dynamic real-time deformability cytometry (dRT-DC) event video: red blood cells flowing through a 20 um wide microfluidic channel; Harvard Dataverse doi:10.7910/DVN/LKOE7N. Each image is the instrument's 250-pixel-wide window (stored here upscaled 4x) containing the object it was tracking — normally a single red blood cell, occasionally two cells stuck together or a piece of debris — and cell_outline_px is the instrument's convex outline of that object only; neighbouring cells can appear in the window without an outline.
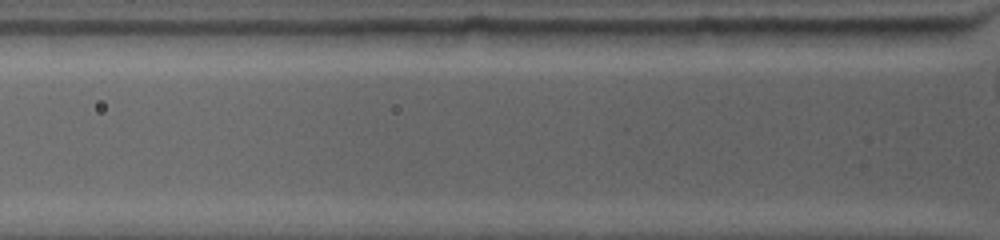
{"species": "common noctule bat (a hibernating species)", "species_latin": "Nyctalus noctula", "temperature_condition": "warm", "stored_images_in_passage": 2, "segment_of_instrument_passage": [2, 2], "camera_frame_rate_fps": 4500, "um_per_image_px": 0.085, "animal": {"sex": "female", "body_mass_g": 19.0, "forearm_length_mm": 53.3}, "frame": {"image": 1, "passage_image": 2, "time_ms": 0.667, "image_size_px": [1000, 240], "cell_outline_px": [[732, 28], [724, 44], [688, 48], [628, 48], [596, 32], [628, 28]], "centroid_in_image_um": [56.77, 3.17], "position_along_channel_um": 69.0, "area_um2": 16.13}}